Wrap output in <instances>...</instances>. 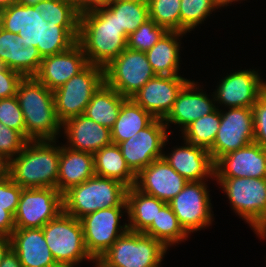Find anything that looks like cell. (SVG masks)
Masks as SVG:
<instances>
[{"label": "cell", "mask_w": 266, "mask_h": 267, "mask_svg": "<svg viewBox=\"0 0 266 267\" xmlns=\"http://www.w3.org/2000/svg\"><path fill=\"white\" fill-rule=\"evenodd\" d=\"M0 26L17 35L25 47H36L42 58L70 49L79 36V26H57L45 21L33 6L18 3L0 10Z\"/></svg>", "instance_id": "1"}, {"label": "cell", "mask_w": 266, "mask_h": 267, "mask_svg": "<svg viewBox=\"0 0 266 267\" xmlns=\"http://www.w3.org/2000/svg\"><path fill=\"white\" fill-rule=\"evenodd\" d=\"M127 38L116 14L105 4L80 11L77 42L89 64L107 67L127 48Z\"/></svg>", "instance_id": "2"}, {"label": "cell", "mask_w": 266, "mask_h": 267, "mask_svg": "<svg viewBox=\"0 0 266 267\" xmlns=\"http://www.w3.org/2000/svg\"><path fill=\"white\" fill-rule=\"evenodd\" d=\"M16 98L24 115L26 140H57L62 123L56 115L53 91L35 77H24Z\"/></svg>", "instance_id": "3"}, {"label": "cell", "mask_w": 266, "mask_h": 267, "mask_svg": "<svg viewBox=\"0 0 266 267\" xmlns=\"http://www.w3.org/2000/svg\"><path fill=\"white\" fill-rule=\"evenodd\" d=\"M56 140L27 141L10 161L9 176L21 188H56L60 146Z\"/></svg>", "instance_id": "4"}, {"label": "cell", "mask_w": 266, "mask_h": 267, "mask_svg": "<svg viewBox=\"0 0 266 267\" xmlns=\"http://www.w3.org/2000/svg\"><path fill=\"white\" fill-rule=\"evenodd\" d=\"M127 189L117 180L94 175L63 193V212L80 220L97 210L127 206Z\"/></svg>", "instance_id": "5"}, {"label": "cell", "mask_w": 266, "mask_h": 267, "mask_svg": "<svg viewBox=\"0 0 266 267\" xmlns=\"http://www.w3.org/2000/svg\"><path fill=\"white\" fill-rule=\"evenodd\" d=\"M231 207L261 238L266 237V178H216Z\"/></svg>", "instance_id": "6"}, {"label": "cell", "mask_w": 266, "mask_h": 267, "mask_svg": "<svg viewBox=\"0 0 266 267\" xmlns=\"http://www.w3.org/2000/svg\"><path fill=\"white\" fill-rule=\"evenodd\" d=\"M167 248L144 233L127 231L96 262L97 267H161Z\"/></svg>", "instance_id": "7"}, {"label": "cell", "mask_w": 266, "mask_h": 267, "mask_svg": "<svg viewBox=\"0 0 266 267\" xmlns=\"http://www.w3.org/2000/svg\"><path fill=\"white\" fill-rule=\"evenodd\" d=\"M45 241L60 267H76L83 260L96 261L87 252L82 223L62 212L43 227Z\"/></svg>", "instance_id": "8"}, {"label": "cell", "mask_w": 266, "mask_h": 267, "mask_svg": "<svg viewBox=\"0 0 266 267\" xmlns=\"http://www.w3.org/2000/svg\"><path fill=\"white\" fill-rule=\"evenodd\" d=\"M104 82V68L88 64L63 86L54 90L58 120L64 123L69 118L84 114L93 94Z\"/></svg>", "instance_id": "9"}, {"label": "cell", "mask_w": 266, "mask_h": 267, "mask_svg": "<svg viewBox=\"0 0 266 267\" xmlns=\"http://www.w3.org/2000/svg\"><path fill=\"white\" fill-rule=\"evenodd\" d=\"M155 76L145 52L129 48L104 68L105 83L125 98H131Z\"/></svg>", "instance_id": "10"}, {"label": "cell", "mask_w": 266, "mask_h": 267, "mask_svg": "<svg viewBox=\"0 0 266 267\" xmlns=\"http://www.w3.org/2000/svg\"><path fill=\"white\" fill-rule=\"evenodd\" d=\"M125 209V211H124ZM127 206L104 208L80 219L87 252L97 262L112 244L128 229V224L119 225Z\"/></svg>", "instance_id": "11"}, {"label": "cell", "mask_w": 266, "mask_h": 267, "mask_svg": "<svg viewBox=\"0 0 266 267\" xmlns=\"http://www.w3.org/2000/svg\"><path fill=\"white\" fill-rule=\"evenodd\" d=\"M62 212L63 194L56 188H22L15 228H42Z\"/></svg>", "instance_id": "12"}, {"label": "cell", "mask_w": 266, "mask_h": 267, "mask_svg": "<svg viewBox=\"0 0 266 267\" xmlns=\"http://www.w3.org/2000/svg\"><path fill=\"white\" fill-rule=\"evenodd\" d=\"M169 133L172 132H167L164 121L155 119L138 134L118 144L127 166L135 175L153 161L163 158L162 148L169 142Z\"/></svg>", "instance_id": "13"}, {"label": "cell", "mask_w": 266, "mask_h": 267, "mask_svg": "<svg viewBox=\"0 0 266 267\" xmlns=\"http://www.w3.org/2000/svg\"><path fill=\"white\" fill-rule=\"evenodd\" d=\"M205 182L206 179L187 182L184 188L168 202L180 225L188 234L209 227L214 219Z\"/></svg>", "instance_id": "14"}, {"label": "cell", "mask_w": 266, "mask_h": 267, "mask_svg": "<svg viewBox=\"0 0 266 267\" xmlns=\"http://www.w3.org/2000/svg\"><path fill=\"white\" fill-rule=\"evenodd\" d=\"M221 112L220 127L213 146L208 150L215 162L219 157L254 142L253 110L249 107L228 108Z\"/></svg>", "instance_id": "15"}, {"label": "cell", "mask_w": 266, "mask_h": 267, "mask_svg": "<svg viewBox=\"0 0 266 267\" xmlns=\"http://www.w3.org/2000/svg\"><path fill=\"white\" fill-rule=\"evenodd\" d=\"M216 87L218 88L213 94L218 104L228 108H252L266 91V82L261 79L258 71L247 69L226 75Z\"/></svg>", "instance_id": "16"}, {"label": "cell", "mask_w": 266, "mask_h": 267, "mask_svg": "<svg viewBox=\"0 0 266 267\" xmlns=\"http://www.w3.org/2000/svg\"><path fill=\"white\" fill-rule=\"evenodd\" d=\"M189 81L181 76L156 75L131 99L155 119L164 120L172 110L177 95Z\"/></svg>", "instance_id": "17"}, {"label": "cell", "mask_w": 266, "mask_h": 267, "mask_svg": "<svg viewBox=\"0 0 266 267\" xmlns=\"http://www.w3.org/2000/svg\"><path fill=\"white\" fill-rule=\"evenodd\" d=\"M215 178H266V149L252 142L219 157L214 162Z\"/></svg>", "instance_id": "18"}, {"label": "cell", "mask_w": 266, "mask_h": 267, "mask_svg": "<svg viewBox=\"0 0 266 267\" xmlns=\"http://www.w3.org/2000/svg\"><path fill=\"white\" fill-rule=\"evenodd\" d=\"M164 159L150 163L136 175L134 187L140 192L170 202L187 184Z\"/></svg>", "instance_id": "19"}, {"label": "cell", "mask_w": 266, "mask_h": 267, "mask_svg": "<svg viewBox=\"0 0 266 267\" xmlns=\"http://www.w3.org/2000/svg\"><path fill=\"white\" fill-rule=\"evenodd\" d=\"M88 64L83 48L77 42L62 53L44 57L34 77L49 90L54 91L81 72Z\"/></svg>", "instance_id": "20"}, {"label": "cell", "mask_w": 266, "mask_h": 267, "mask_svg": "<svg viewBox=\"0 0 266 267\" xmlns=\"http://www.w3.org/2000/svg\"><path fill=\"white\" fill-rule=\"evenodd\" d=\"M195 81H189L177 95L172 110L163 120L168 126L169 123L180 126L181 132L192 122L214 112L218 105H215V96L210 100L209 96L202 89H199Z\"/></svg>", "instance_id": "21"}, {"label": "cell", "mask_w": 266, "mask_h": 267, "mask_svg": "<svg viewBox=\"0 0 266 267\" xmlns=\"http://www.w3.org/2000/svg\"><path fill=\"white\" fill-rule=\"evenodd\" d=\"M67 138L66 147L82 152L95 154L112 143L111 130L81 114L62 123Z\"/></svg>", "instance_id": "22"}, {"label": "cell", "mask_w": 266, "mask_h": 267, "mask_svg": "<svg viewBox=\"0 0 266 267\" xmlns=\"http://www.w3.org/2000/svg\"><path fill=\"white\" fill-rule=\"evenodd\" d=\"M185 146L174 147L163 155L168 164L188 182L214 178V161L208 150L184 141Z\"/></svg>", "instance_id": "23"}, {"label": "cell", "mask_w": 266, "mask_h": 267, "mask_svg": "<svg viewBox=\"0 0 266 267\" xmlns=\"http://www.w3.org/2000/svg\"><path fill=\"white\" fill-rule=\"evenodd\" d=\"M11 249L22 267H60L45 241L42 228H15L10 236Z\"/></svg>", "instance_id": "24"}, {"label": "cell", "mask_w": 266, "mask_h": 267, "mask_svg": "<svg viewBox=\"0 0 266 267\" xmlns=\"http://www.w3.org/2000/svg\"><path fill=\"white\" fill-rule=\"evenodd\" d=\"M16 37L17 35L0 26V60L5 67L23 77H34L43 58L36 47H25Z\"/></svg>", "instance_id": "25"}, {"label": "cell", "mask_w": 266, "mask_h": 267, "mask_svg": "<svg viewBox=\"0 0 266 267\" xmlns=\"http://www.w3.org/2000/svg\"><path fill=\"white\" fill-rule=\"evenodd\" d=\"M94 154L76 151L60 146L57 190L64 193L72 186L81 184L93 177Z\"/></svg>", "instance_id": "26"}, {"label": "cell", "mask_w": 266, "mask_h": 267, "mask_svg": "<svg viewBox=\"0 0 266 267\" xmlns=\"http://www.w3.org/2000/svg\"><path fill=\"white\" fill-rule=\"evenodd\" d=\"M186 33L167 31L163 37L145 52L153 71L159 76L178 75L180 61V37Z\"/></svg>", "instance_id": "27"}, {"label": "cell", "mask_w": 266, "mask_h": 267, "mask_svg": "<svg viewBox=\"0 0 266 267\" xmlns=\"http://www.w3.org/2000/svg\"><path fill=\"white\" fill-rule=\"evenodd\" d=\"M127 217L129 231L144 233L156 219L166 202L144 194L134 186L126 193Z\"/></svg>", "instance_id": "28"}, {"label": "cell", "mask_w": 266, "mask_h": 267, "mask_svg": "<svg viewBox=\"0 0 266 267\" xmlns=\"http://www.w3.org/2000/svg\"><path fill=\"white\" fill-rule=\"evenodd\" d=\"M95 175L117 180L128 188L135 185L136 175L127 166L118 144L106 145L94 154Z\"/></svg>", "instance_id": "29"}, {"label": "cell", "mask_w": 266, "mask_h": 267, "mask_svg": "<svg viewBox=\"0 0 266 267\" xmlns=\"http://www.w3.org/2000/svg\"><path fill=\"white\" fill-rule=\"evenodd\" d=\"M126 99L104 82L93 94L84 115L111 130Z\"/></svg>", "instance_id": "30"}, {"label": "cell", "mask_w": 266, "mask_h": 267, "mask_svg": "<svg viewBox=\"0 0 266 267\" xmlns=\"http://www.w3.org/2000/svg\"><path fill=\"white\" fill-rule=\"evenodd\" d=\"M155 118L136 104L131 98H127L119 110L117 120L111 129L112 143L119 144L138 134L149 126Z\"/></svg>", "instance_id": "31"}, {"label": "cell", "mask_w": 266, "mask_h": 267, "mask_svg": "<svg viewBox=\"0 0 266 267\" xmlns=\"http://www.w3.org/2000/svg\"><path fill=\"white\" fill-rule=\"evenodd\" d=\"M144 234L160 241L167 249L174 244L184 242L189 235L180 225L168 203L160 209L156 219Z\"/></svg>", "instance_id": "32"}, {"label": "cell", "mask_w": 266, "mask_h": 267, "mask_svg": "<svg viewBox=\"0 0 266 267\" xmlns=\"http://www.w3.org/2000/svg\"><path fill=\"white\" fill-rule=\"evenodd\" d=\"M105 5L116 14L119 28L127 36L150 19L147 0H110Z\"/></svg>", "instance_id": "33"}, {"label": "cell", "mask_w": 266, "mask_h": 267, "mask_svg": "<svg viewBox=\"0 0 266 267\" xmlns=\"http://www.w3.org/2000/svg\"><path fill=\"white\" fill-rule=\"evenodd\" d=\"M220 121L221 112L218 107L214 112L188 125L182 131L184 141L209 150L215 141L217 131L220 127Z\"/></svg>", "instance_id": "34"}, {"label": "cell", "mask_w": 266, "mask_h": 267, "mask_svg": "<svg viewBox=\"0 0 266 267\" xmlns=\"http://www.w3.org/2000/svg\"><path fill=\"white\" fill-rule=\"evenodd\" d=\"M42 18L57 26H79L80 9L68 0H43L33 5Z\"/></svg>", "instance_id": "35"}, {"label": "cell", "mask_w": 266, "mask_h": 267, "mask_svg": "<svg viewBox=\"0 0 266 267\" xmlns=\"http://www.w3.org/2000/svg\"><path fill=\"white\" fill-rule=\"evenodd\" d=\"M218 9L214 0H181L180 2V32L192 31Z\"/></svg>", "instance_id": "36"}, {"label": "cell", "mask_w": 266, "mask_h": 267, "mask_svg": "<svg viewBox=\"0 0 266 267\" xmlns=\"http://www.w3.org/2000/svg\"><path fill=\"white\" fill-rule=\"evenodd\" d=\"M149 17L167 31L180 32L181 0H147Z\"/></svg>", "instance_id": "37"}, {"label": "cell", "mask_w": 266, "mask_h": 267, "mask_svg": "<svg viewBox=\"0 0 266 267\" xmlns=\"http://www.w3.org/2000/svg\"><path fill=\"white\" fill-rule=\"evenodd\" d=\"M166 32L167 30L164 27L158 26L154 20L148 19L128 36L127 48L147 52Z\"/></svg>", "instance_id": "38"}, {"label": "cell", "mask_w": 266, "mask_h": 267, "mask_svg": "<svg viewBox=\"0 0 266 267\" xmlns=\"http://www.w3.org/2000/svg\"><path fill=\"white\" fill-rule=\"evenodd\" d=\"M0 122L26 139L24 115L16 96L0 99Z\"/></svg>", "instance_id": "39"}, {"label": "cell", "mask_w": 266, "mask_h": 267, "mask_svg": "<svg viewBox=\"0 0 266 267\" xmlns=\"http://www.w3.org/2000/svg\"><path fill=\"white\" fill-rule=\"evenodd\" d=\"M27 140L16 130L0 122V154L11 161L23 149Z\"/></svg>", "instance_id": "40"}, {"label": "cell", "mask_w": 266, "mask_h": 267, "mask_svg": "<svg viewBox=\"0 0 266 267\" xmlns=\"http://www.w3.org/2000/svg\"><path fill=\"white\" fill-rule=\"evenodd\" d=\"M22 188L10 176L0 180V206L13 217L16 213Z\"/></svg>", "instance_id": "41"}, {"label": "cell", "mask_w": 266, "mask_h": 267, "mask_svg": "<svg viewBox=\"0 0 266 267\" xmlns=\"http://www.w3.org/2000/svg\"><path fill=\"white\" fill-rule=\"evenodd\" d=\"M252 110L254 142L266 149V91L258 98Z\"/></svg>", "instance_id": "42"}, {"label": "cell", "mask_w": 266, "mask_h": 267, "mask_svg": "<svg viewBox=\"0 0 266 267\" xmlns=\"http://www.w3.org/2000/svg\"><path fill=\"white\" fill-rule=\"evenodd\" d=\"M24 77L7 67L0 69V99L16 96L17 88Z\"/></svg>", "instance_id": "43"}, {"label": "cell", "mask_w": 266, "mask_h": 267, "mask_svg": "<svg viewBox=\"0 0 266 267\" xmlns=\"http://www.w3.org/2000/svg\"><path fill=\"white\" fill-rule=\"evenodd\" d=\"M15 229L14 217L0 206V235L11 236Z\"/></svg>", "instance_id": "44"}, {"label": "cell", "mask_w": 266, "mask_h": 267, "mask_svg": "<svg viewBox=\"0 0 266 267\" xmlns=\"http://www.w3.org/2000/svg\"><path fill=\"white\" fill-rule=\"evenodd\" d=\"M0 267H22L18 255L10 249L8 253L4 256Z\"/></svg>", "instance_id": "45"}, {"label": "cell", "mask_w": 266, "mask_h": 267, "mask_svg": "<svg viewBox=\"0 0 266 267\" xmlns=\"http://www.w3.org/2000/svg\"><path fill=\"white\" fill-rule=\"evenodd\" d=\"M73 2L80 10L91 8L97 5H102L110 0H68Z\"/></svg>", "instance_id": "46"}, {"label": "cell", "mask_w": 266, "mask_h": 267, "mask_svg": "<svg viewBox=\"0 0 266 267\" xmlns=\"http://www.w3.org/2000/svg\"><path fill=\"white\" fill-rule=\"evenodd\" d=\"M11 249V238L9 236L0 235V263L4 256Z\"/></svg>", "instance_id": "47"}, {"label": "cell", "mask_w": 266, "mask_h": 267, "mask_svg": "<svg viewBox=\"0 0 266 267\" xmlns=\"http://www.w3.org/2000/svg\"><path fill=\"white\" fill-rule=\"evenodd\" d=\"M10 161L0 154V180L9 176Z\"/></svg>", "instance_id": "48"}, {"label": "cell", "mask_w": 266, "mask_h": 267, "mask_svg": "<svg viewBox=\"0 0 266 267\" xmlns=\"http://www.w3.org/2000/svg\"><path fill=\"white\" fill-rule=\"evenodd\" d=\"M237 2L238 0H214L216 6L218 8L229 6V4H232V2ZM240 1V0H239Z\"/></svg>", "instance_id": "49"}, {"label": "cell", "mask_w": 266, "mask_h": 267, "mask_svg": "<svg viewBox=\"0 0 266 267\" xmlns=\"http://www.w3.org/2000/svg\"><path fill=\"white\" fill-rule=\"evenodd\" d=\"M43 0H16V3L26 6H33L36 5L38 2Z\"/></svg>", "instance_id": "50"}, {"label": "cell", "mask_w": 266, "mask_h": 267, "mask_svg": "<svg viewBox=\"0 0 266 267\" xmlns=\"http://www.w3.org/2000/svg\"><path fill=\"white\" fill-rule=\"evenodd\" d=\"M15 3H16V0H0V10Z\"/></svg>", "instance_id": "51"}, {"label": "cell", "mask_w": 266, "mask_h": 267, "mask_svg": "<svg viewBox=\"0 0 266 267\" xmlns=\"http://www.w3.org/2000/svg\"><path fill=\"white\" fill-rule=\"evenodd\" d=\"M4 67L2 61L0 60V69H2Z\"/></svg>", "instance_id": "52"}]
</instances>
